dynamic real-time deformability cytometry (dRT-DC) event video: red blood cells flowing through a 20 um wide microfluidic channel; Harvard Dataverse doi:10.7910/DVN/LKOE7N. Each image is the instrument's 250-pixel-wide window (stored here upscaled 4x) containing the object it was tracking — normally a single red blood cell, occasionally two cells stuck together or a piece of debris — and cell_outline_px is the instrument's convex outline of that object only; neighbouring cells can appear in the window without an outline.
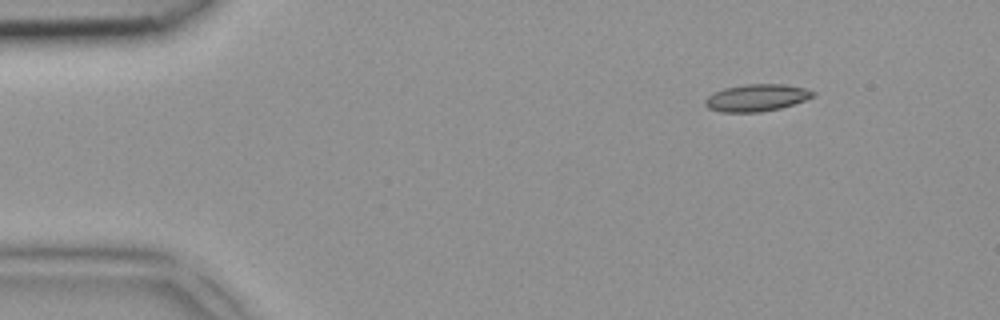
{"species": "common noctule bat (a hibernating species)", "species_latin": "Nyctalus noctula", "temperature_condition": "room temperature", "stored_images_in_passage": 3, "camera_frame_rate_fps": 3000, "um_per_image_px": 0.085, "animal": {"sex": "female", "body_mass_g": 18.4}, "frame": {"image": 1, "passage_image": 1, "time_ms": 0.0, "image_size_px": [1000, 320], "cell_outline_px": [[816, 96], [780, 108], [760, 112], [720, 112], [708, 108], [704, 104], [704, 100], [712, 92], [724, 88], [744, 84], [784, 84], [804, 88], [816, 92]], "centroid_in_image_um": [64.28, 8.3], "position_along_channel_um": 20.7, "area_um2": 17.11}}
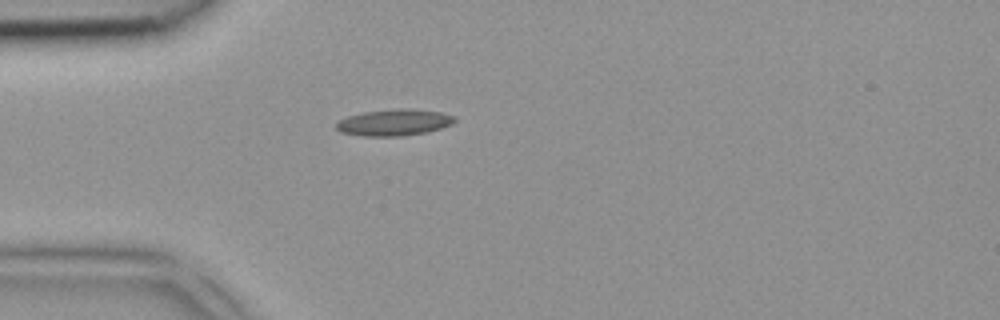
{"frame": {"image": 2, "passage_image": 3, "time_ms": 0.667, "image_size_px": [1000, 320], "cell_outline_px": [[456, 120], [452, 124], [428, 132], [404, 136], [364, 136], [340, 132], [336, 128], [336, 124], [340, 120], [348, 116], [364, 112], [400, 108], [412, 108], [440, 112], [456, 116]], "centroid_in_image_um": [33.53, 10.41], "position_along_channel_um": 51.5, "area_um2": 18.32}}